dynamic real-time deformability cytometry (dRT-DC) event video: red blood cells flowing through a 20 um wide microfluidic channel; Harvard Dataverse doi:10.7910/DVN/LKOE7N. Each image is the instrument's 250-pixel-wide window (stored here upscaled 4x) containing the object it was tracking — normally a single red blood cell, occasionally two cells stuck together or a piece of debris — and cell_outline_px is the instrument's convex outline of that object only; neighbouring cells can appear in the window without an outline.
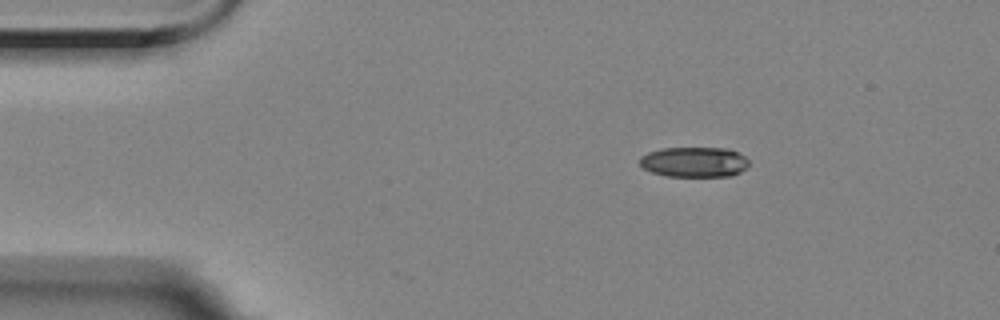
{"species": "Egyptian fruit bat (a non-hibernating species)", "species_latin": "Rousettus aegyptiacus", "temperature_condition": "room temperature", "stored_images_in_passage": 8, "camera_frame_rate_fps": 3000, "um_per_image_px": 0.085, "animal": {"sex": "female"}, "frame": {"image": 1, "passage_image": 8, "time_ms": 2.333, "image_size_px": [1000, 320], "cell_outline_px": [[748, 168], [732, 176], [668, 176], [652, 172], [644, 168], [640, 164], [640, 156], [648, 152], [664, 148], [728, 148], [744, 156], [748, 160]], "centroid_in_image_um": [59.03, 13.77], "position_along_channel_um": 26.0, "area_um2": 19.19}}